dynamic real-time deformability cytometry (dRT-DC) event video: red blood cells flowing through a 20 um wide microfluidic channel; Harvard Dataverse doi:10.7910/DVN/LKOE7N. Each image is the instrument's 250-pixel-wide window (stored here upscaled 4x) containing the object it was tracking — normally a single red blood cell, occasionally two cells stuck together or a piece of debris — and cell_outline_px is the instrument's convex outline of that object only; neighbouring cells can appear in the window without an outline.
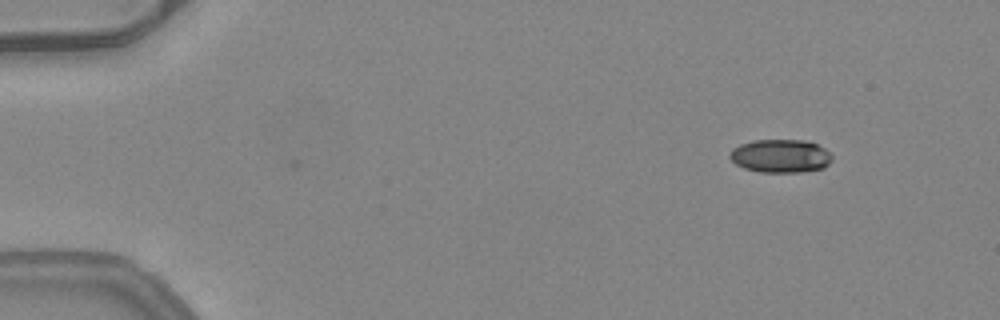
{"species": "common noctule bat (a hibernating species)", "species_latin": "Nyctalus noctula", "temperature_condition": "warm", "stored_images_in_passage": 7, "camera_frame_rate_fps": 3000, "um_per_image_px": 0.085, "animal": {"sex": "female", "body_mass_g": 24.6, "forearm_length_mm": 56.2}, "frame": {"image": 1, "passage_image": 7, "time_ms": 2.0, "image_size_px": [1000, 320], "cell_outline_px": [[832, 160], [824, 168], [800, 172], [760, 172], [744, 168], [736, 164], [728, 156], [732, 148], [740, 144], [752, 140], [804, 140], [816, 144], [824, 148], [832, 156]], "centroid_in_image_um": [66.32, 13.26], "position_along_channel_um": 18.7, "area_um2": 19.88}}